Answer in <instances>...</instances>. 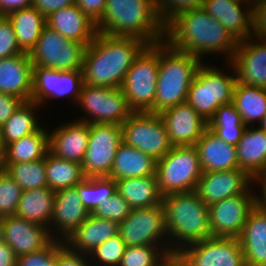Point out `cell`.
<instances>
[{
  "label": "cell",
  "instance_id": "cell-9",
  "mask_svg": "<svg viewBox=\"0 0 266 266\" xmlns=\"http://www.w3.org/2000/svg\"><path fill=\"white\" fill-rule=\"evenodd\" d=\"M76 104L86 116L75 120L88 124L121 125L133 113L122 88L83 84Z\"/></svg>",
  "mask_w": 266,
  "mask_h": 266
},
{
  "label": "cell",
  "instance_id": "cell-17",
  "mask_svg": "<svg viewBox=\"0 0 266 266\" xmlns=\"http://www.w3.org/2000/svg\"><path fill=\"white\" fill-rule=\"evenodd\" d=\"M254 179L244 170L206 171L201 174L196 192L207 205L238 194H253ZM252 189H251V188Z\"/></svg>",
  "mask_w": 266,
  "mask_h": 266
},
{
  "label": "cell",
  "instance_id": "cell-26",
  "mask_svg": "<svg viewBox=\"0 0 266 266\" xmlns=\"http://www.w3.org/2000/svg\"><path fill=\"white\" fill-rule=\"evenodd\" d=\"M118 233V222L90 214L63 242L70 250L89 255L96 247Z\"/></svg>",
  "mask_w": 266,
  "mask_h": 266
},
{
  "label": "cell",
  "instance_id": "cell-32",
  "mask_svg": "<svg viewBox=\"0 0 266 266\" xmlns=\"http://www.w3.org/2000/svg\"><path fill=\"white\" fill-rule=\"evenodd\" d=\"M54 200L55 191L48 186L22 191L15 216L49 228Z\"/></svg>",
  "mask_w": 266,
  "mask_h": 266
},
{
  "label": "cell",
  "instance_id": "cell-40",
  "mask_svg": "<svg viewBox=\"0 0 266 266\" xmlns=\"http://www.w3.org/2000/svg\"><path fill=\"white\" fill-rule=\"evenodd\" d=\"M170 254L169 246H127L119 266H162Z\"/></svg>",
  "mask_w": 266,
  "mask_h": 266
},
{
  "label": "cell",
  "instance_id": "cell-43",
  "mask_svg": "<svg viewBox=\"0 0 266 266\" xmlns=\"http://www.w3.org/2000/svg\"><path fill=\"white\" fill-rule=\"evenodd\" d=\"M64 245L62 240L54 239L42 250L18 256L16 266H54L57 252Z\"/></svg>",
  "mask_w": 266,
  "mask_h": 266
},
{
  "label": "cell",
  "instance_id": "cell-3",
  "mask_svg": "<svg viewBox=\"0 0 266 266\" xmlns=\"http://www.w3.org/2000/svg\"><path fill=\"white\" fill-rule=\"evenodd\" d=\"M97 31L111 36L135 37L148 45L164 40L165 26L153 0H106Z\"/></svg>",
  "mask_w": 266,
  "mask_h": 266
},
{
  "label": "cell",
  "instance_id": "cell-13",
  "mask_svg": "<svg viewBox=\"0 0 266 266\" xmlns=\"http://www.w3.org/2000/svg\"><path fill=\"white\" fill-rule=\"evenodd\" d=\"M119 235L126 246H169L163 206L131 209L119 223Z\"/></svg>",
  "mask_w": 266,
  "mask_h": 266
},
{
  "label": "cell",
  "instance_id": "cell-61",
  "mask_svg": "<svg viewBox=\"0 0 266 266\" xmlns=\"http://www.w3.org/2000/svg\"><path fill=\"white\" fill-rule=\"evenodd\" d=\"M0 150H5V144L2 139V129L0 127Z\"/></svg>",
  "mask_w": 266,
  "mask_h": 266
},
{
  "label": "cell",
  "instance_id": "cell-18",
  "mask_svg": "<svg viewBox=\"0 0 266 266\" xmlns=\"http://www.w3.org/2000/svg\"><path fill=\"white\" fill-rule=\"evenodd\" d=\"M229 62L234 67L237 82L266 88L265 39L252 35L239 41Z\"/></svg>",
  "mask_w": 266,
  "mask_h": 266
},
{
  "label": "cell",
  "instance_id": "cell-31",
  "mask_svg": "<svg viewBox=\"0 0 266 266\" xmlns=\"http://www.w3.org/2000/svg\"><path fill=\"white\" fill-rule=\"evenodd\" d=\"M156 160L122 143L116 151L109 178L114 180L156 175Z\"/></svg>",
  "mask_w": 266,
  "mask_h": 266
},
{
  "label": "cell",
  "instance_id": "cell-6",
  "mask_svg": "<svg viewBox=\"0 0 266 266\" xmlns=\"http://www.w3.org/2000/svg\"><path fill=\"white\" fill-rule=\"evenodd\" d=\"M229 74L216 65H207L204 62L196 72L190 84L187 102L208 122L221 106L233 102V91L236 80L234 67L227 62Z\"/></svg>",
  "mask_w": 266,
  "mask_h": 266
},
{
  "label": "cell",
  "instance_id": "cell-20",
  "mask_svg": "<svg viewBox=\"0 0 266 266\" xmlns=\"http://www.w3.org/2000/svg\"><path fill=\"white\" fill-rule=\"evenodd\" d=\"M2 228L4 243L17 257L42 250L54 240L48 227L15 215L3 217Z\"/></svg>",
  "mask_w": 266,
  "mask_h": 266
},
{
  "label": "cell",
  "instance_id": "cell-50",
  "mask_svg": "<svg viewBox=\"0 0 266 266\" xmlns=\"http://www.w3.org/2000/svg\"><path fill=\"white\" fill-rule=\"evenodd\" d=\"M208 128L225 143L236 146L247 127L208 126Z\"/></svg>",
  "mask_w": 266,
  "mask_h": 266
},
{
  "label": "cell",
  "instance_id": "cell-52",
  "mask_svg": "<svg viewBox=\"0 0 266 266\" xmlns=\"http://www.w3.org/2000/svg\"><path fill=\"white\" fill-rule=\"evenodd\" d=\"M75 4V0H33L34 7L45 18L51 13Z\"/></svg>",
  "mask_w": 266,
  "mask_h": 266
},
{
  "label": "cell",
  "instance_id": "cell-1",
  "mask_svg": "<svg viewBox=\"0 0 266 266\" xmlns=\"http://www.w3.org/2000/svg\"><path fill=\"white\" fill-rule=\"evenodd\" d=\"M164 41L175 50L193 54L201 61L205 60L204 55L221 53L227 58L225 62H229L238 45L222 23L202 7L174 17L165 26Z\"/></svg>",
  "mask_w": 266,
  "mask_h": 266
},
{
  "label": "cell",
  "instance_id": "cell-29",
  "mask_svg": "<svg viewBox=\"0 0 266 266\" xmlns=\"http://www.w3.org/2000/svg\"><path fill=\"white\" fill-rule=\"evenodd\" d=\"M247 127L236 145L239 169L255 179L266 167V131Z\"/></svg>",
  "mask_w": 266,
  "mask_h": 266
},
{
  "label": "cell",
  "instance_id": "cell-10",
  "mask_svg": "<svg viewBox=\"0 0 266 266\" xmlns=\"http://www.w3.org/2000/svg\"><path fill=\"white\" fill-rule=\"evenodd\" d=\"M122 140L158 161L173 147L159 114L133 112L121 125Z\"/></svg>",
  "mask_w": 266,
  "mask_h": 266
},
{
  "label": "cell",
  "instance_id": "cell-33",
  "mask_svg": "<svg viewBox=\"0 0 266 266\" xmlns=\"http://www.w3.org/2000/svg\"><path fill=\"white\" fill-rule=\"evenodd\" d=\"M43 126L36 132L5 146L4 164L34 162L49 152V132Z\"/></svg>",
  "mask_w": 266,
  "mask_h": 266
},
{
  "label": "cell",
  "instance_id": "cell-42",
  "mask_svg": "<svg viewBox=\"0 0 266 266\" xmlns=\"http://www.w3.org/2000/svg\"><path fill=\"white\" fill-rule=\"evenodd\" d=\"M22 191L5 170L0 173V218L15 215Z\"/></svg>",
  "mask_w": 266,
  "mask_h": 266
},
{
  "label": "cell",
  "instance_id": "cell-4",
  "mask_svg": "<svg viewBox=\"0 0 266 266\" xmlns=\"http://www.w3.org/2000/svg\"><path fill=\"white\" fill-rule=\"evenodd\" d=\"M162 206L171 254L211 237L208 206L196 191L166 195Z\"/></svg>",
  "mask_w": 266,
  "mask_h": 266
},
{
  "label": "cell",
  "instance_id": "cell-16",
  "mask_svg": "<svg viewBox=\"0 0 266 266\" xmlns=\"http://www.w3.org/2000/svg\"><path fill=\"white\" fill-rule=\"evenodd\" d=\"M257 193L238 194L208 206L211 237L239 238Z\"/></svg>",
  "mask_w": 266,
  "mask_h": 266
},
{
  "label": "cell",
  "instance_id": "cell-51",
  "mask_svg": "<svg viewBox=\"0 0 266 266\" xmlns=\"http://www.w3.org/2000/svg\"><path fill=\"white\" fill-rule=\"evenodd\" d=\"M75 4L92 21L97 23L105 11L106 0H75Z\"/></svg>",
  "mask_w": 266,
  "mask_h": 266
},
{
  "label": "cell",
  "instance_id": "cell-47",
  "mask_svg": "<svg viewBox=\"0 0 266 266\" xmlns=\"http://www.w3.org/2000/svg\"><path fill=\"white\" fill-rule=\"evenodd\" d=\"M208 126L247 127L242 122L241 115L233 103L221 105L208 121Z\"/></svg>",
  "mask_w": 266,
  "mask_h": 266
},
{
  "label": "cell",
  "instance_id": "cell-53",
  "mask_svg": "<svg viewBox=\"0 0 266 266\" xmlns=\"http://www.w3.org/2000/svg\"><path fill=\"white\" fill-rule=\"evenodd\" d=\"M23 101L15 96L0 92V127L20 107Z\"/></svg>",
  "mask_w": 266,
  "mask_h": 266
},
{
  "label": "cell",
  "instance_id": "cell-55",
  "mask_svg": "<svg viewBox=\"0 0 266 266\" xmlns=\"http://www.w3.org/2000/svg\"><path fill=\"white\" fill-rule=\"evenodd\" d=\"M17 256L14 251L6 244L0 245V266H16Z\"/></svg>",
  "mask_w": 266,
  "mask_h": 266
},
{
  "label": "cell",
  "instance_id": "cell-44",
  "mask_svg": "<svg viewBox=\"0 0 266 266\" xmlns=\"http://www.w3.org/2000/svg\"><path fill=\"white\" fill-rule=\"evenodd\" d=\"M204 0H153L164 26L182 12L200 8Z\"/></svg>",
  "mask_w": 266,
  "mask_h": 266
},
{
  "label": "cell",
  "instance_id": "cell-41",
  "mask_svg": "<svg viewBox=\"0 0 266 266\" xmlns=\"http://www.w3.org/2000/svg\"><path fill=\"white\" fill-rule=\"evenodd\" d=\"M126 247L119 233L112 236L90 252L91 266H119Z\"/></svg>",
  "mask_w": 266,
  "mask_h": 266
},
{
  "label": "cell",
  "instance_id": "cell-30",
  "mask_svg": "<svg viewBox=\"0 0 266 266\" xmlns=\"http://www.w3.org/2000/svg\"><path fill=\"white\" fill-rule=\"evenodd\" d=\"M117 193L131 209L161 206L163 196L156 175L115 180Z\"/></svg>",
  "mask_w": 266,
  "mask_h": 266
},
{
  "label": "cell",
  "instance_id": "cell-45",
  "mask_svg": "<svg viewBox=\"0 0 266 266\" xmlns=\"http://www.w3.org/2000/svg\"><path fill=\"white\" fill-rule=\"evenodd\" d=\"M130 211L128 202L116 192L100 204L92 215L120 223L128 217Z\"/></svg>",
  "mask_w": 266,
  "mask_h": 266
},
{
  "label": "cell",
  "instance_id": "cell-12",
  "mask_svg": "<svg viewBox=\"0 0 266 266\" xmlns=\"http://www.w3.org/2000/svg\"><path fill=\"white\" fill-rule=\"evenodd\" d=\"M122 143L120 125L89 124L88 146L81 163L85 177H109Z\"/></svg>",
  "mask_w": 266,
  "mask_h": 266
},
{
  "label": "cell",
  "instance_id": "cell-48",
  "mask_svg": "<svg viewBox=\"0 0 266 266\" xmlns=\"http://www.w3.org/2000/svg\"><path fill=\"white\" fill-rule=\"evenodd\" d=\"M54 266H91L89 256L70 250L64 245L58 252Z\"/></svg>",
  "mask_w": 266,
  "mask_h": 266
},
{
  "label": "cell",
  "instance_id": "cell-58",
  "mask_svg": "<svg viewBox=\"0 0 266 266\" xmlns=\"http://www.w3.org/2000/svg\"><path fill=\"white\" fill-rule=\"evenodd\" d=\"M4 152L5 150H0V173L4 171Z\"/></svg>",
  "mask_w": 266,
  "mask_h": 266
},
{
  "label": "cell",
  "instance_id": "cell-36",
  "mask_svg": "<svg viewBox=\"0 0 266 266\" xmlns=\"http://www.w3.org/2000/svg\"><path fill=\"white\" fill-rule=\"evenodd\" d=\"M41 106L35 102H23L20 107L2 125V139L5 146L13 141L38 131L42 126L39 125L36 112ZM37 109V110H36Z\"/></svg>",
  "mask_w": 266,
  "mask_h": 266
},
{
  "label": "cell",
  "instance_id": "cell-35",
  "mask_svg": "<svg viewBox=\"0 0 266 266\" xmlns=\"http://www.w3.org/2000/svg\"><path fill=\"white\" fill-rule=\"evenodd\" d=\"M7 17L13 25L20 49L29 53L46 26V18L32 6L12 11Z\"/></svg>",
  "mask_w": 266,
  "mask_h": 266
},
{
  "label": "cell",
  "instance_id": "cell-8",
  "mask_svg": "<svg viewBox=\"0 0 266 266\" xmlns=\"http://www.w3.org/2000/svg\"><path fill=\"white\" fill-rule=\"evenodd\" d=\"M159 71V42L147 45L128 69L123 93L133 112H151L155 103Z\"/></svg>",
  "mask_w": 266,
  "mask_h": 266
},
{
  "label": "cell",
  "instance_id": "cell-34",
  "mask_svg": "<svg viewBox=\"0 0 266 266\" xmlns=\"http://www.w3.org/2000/svg\"><path fill=\"white\" fill-rule=\"evenodd\" d=\"M232 103L247 127L254 126L256 122L258 126L266 114V88L236 82Z\"/></svg>",
  "mask_w": 266,
  "mask_h": 266
},
{
  "label": "cell",
  "instance_id": "cell-57",
  "mask_svg": "<svg viewBox=\"0 0 266 266\" xmlns=\"http://www.w3.org/2000/svg\"><path fill=\"white\" fill-rule=\"evenodd\" d=\"M162 266H189L186 261L178 254H170L163 262Z\"/></svg>",
  "mask_w": 266,
  "mask_h": 266
},
{
  "label": "cell",
  "instance_id": "cell-46",
  "mask_svg": "<svg viewBox=\"0 0 266 266\" xmlns=\"http://www.w3.org/2000/svg\"><path fill=\"white\" fill-rule=\"evenodd\" d=\"M24 53L16 40L14 28L7 16H0V59Z\"/></svg>",
  "mask_w": 266,
  "mask_h": 266
},
{
  "label": "cell",
  "instance_id": "cell-37",
  "mask_svg": "<svg viewBox=\"0 0 266 266\" xmlns=\"http://www.w3.org/2000/svg\"><path fill=\"white\" fill-rule=\"evenodd\" d=\"M47 186L53 191L74 187L86 177L81 164L46 154L44 158Z\"/></svg>",
  "mask_w": 266,
  "mask_h": 266
},
{
  "label": "cell",
  "instance_id": "cell-28",
  "mask_svg": "<svg viewBox=\"0 0 266 266\" xmlns=\"http://www.w3.org/2000/svg\"><path fill=\"white\" fill-rule=\"evenodd\" d=\"M240 240L246 266H266V209L259 204L250 211Z\"/></svg>",
  "mask_w": 266,
  "mask_h": 266
},
{
  "label": "cell",
  "instance_id": "cell-7",
  "mask_svg": "<svg viewBox=\"0 0 266 266\" xmlns=\"http://www.w3.org/2000/svg\"><path fill=\"white\" fill-rule=\"evenodd\" d=\"M203 173L194 146H173L156 162V176L162 196L196 191Z\"/></svg>",
  "mask_w": 266,
  "mask_h": 266
},
{
  "label": "cell",
  "instance_id": "cell-59",
  "mask_svg": "<svg viewBox=\"0 0 266 266\" xmlns=\"http://www.w3.org/2000/svg\"><path fill=\"white\" fill-rule=\"evenodd\" d=\"M4 243V237H3V228H2V218H0V245Z\"/></svg>",
  "mask_w": 266,
  "mask_h": 266
},
{
  "label": "cell",
  "instance_id": "cell-54",
  "mask_svg": "<svg viewBox=\"0 0 266 266\" xmlns=\"http://www.w3.org/2000/svg\"><path fill=\"white\" fill-rule=\"evenodd\" d=\"M32 2L33 0H0V16H7L12 11L31 7Z\"/></svg>",
  "mask_w": 266,
  "mask_h": 266
},
{
  "label": "cell",
  "instance_id": "cell-11",
  "mask_svg": "<svg viewBox=\"0 0 266 266\" xmlns=\"http://www.w3.org/2000/svg\"><path fill=\"white\" fill-rule=\"evenodd\" d=\"M85 49L84 44L67 39L45 26L28 54L33 66L71 71L82 70Z\"/></svg>",
  "mask_w": 266,
  "mask_h": 266
},
{
  "label": "cell",
  "instance_id": "cell-14",
  "mask_svg": "<svg viewBox=\"0 0 266 266\" xmlns=\"http://www.w3.org/2000/svg\"><path fill=\"white\" fill-rule=\"evenodd\" d=\"M32 77L31 101L42 107L50 99L62 97L72 99L76 105L84 84L82 70L59 71L33 66Z\"/></svg>",
  "mask_w": 266,
  "mask_h": 266
},
{
  "label": "cell",
  "instance_id": "cell-62",
  "mask_svg": "<svg viewBox=\"0 0 266 266\" xmlns=\"http://www.w3.org/2000/svg\"><path fill=\"white\" fill-rule=\"evenodd\" d=\"M233 1H238V2H242V3H253V0H233Z\"/></svg>",
  "mask_w": 266,
  "mask_h": 266
},
{
  "label": "cell",
  "instance_id": "cell-22",
  "mask_svg": "<svg viewBox=\"0 0 266 266\" xmlns=\"http://www.w3.org/2000/svg\"><path fill=\"white\" fill-rule=\"evenodd\" d=\"M204 11L219 20L239 42L253 35V3L233 0H204Z\"/></svg>",
  "mask_w": 266,
  "mask_h": 266
},
{
  "label": "cell",
  "instance_id": "cell-56",
  "mask_svg": "<svg viewBox=\"0 0 266 266\" xmlns=\"http://www.w3.org/2000/svg\"><path fill=\"white\" fill-rule=\"evenodd\" d=\"M255 186L261 185V194H257V204L266 209V167L264 170L254 179ZM257 184V185H256Z\"/></svg>",
  "mask_w": 266,
  "mask_h": 266
},
{
  "label": "cell",
  "instance_id": "cell-23",
  "mask_svg": "<svg viewBox=\"0 0 266 266\" xmlns=\"http://www.w3.org/2000/svg\"><path fill=\"white\" fill-rule=\"evenodd\" d=\"M49 131V153L53 156L81 164L88 146L89 124L72 119Z\"/></svg>",
  "mask_w": 266,
  "mask_h": 266
},
{
  "label": "cell",
  "instance_id": "cell-38",
  "mask_svg": "<svg viewBox=\"0 0 266 266\" xmlns=\"http://www.w3.org/2000/svg\"><path fill=\"white\" fill-rule=\"evenodd\" d=\"M75 187L89 214H92L100 204L117 192L115 180L109 177L85 178Z\"/></svg>",
  "mask_w": 266,
  "mask_h": 266
},
{
  "label": "cell",
  "instance_id": "cell-5",
  "mask_svg": "<svg viewBox=\"0 0 266 266\" xmlns=\"http://www.w3.org/2000/svg\"><path fill=\"white\" fill-rule=\"evenodd\" d=\"M203 62L193 54L175 50L164 40L159 42V71L151 113L160 114L185 102L190 84Z\"/></svg>",
  "mask_w": 266,
  "mask_h": 266
},
{
  "label": "cell",
  "instance_id": "cell-25",
  "mask_svg": "<svg viewBox=\"0 0 266 266\" xmlns=\"http://www.w3.org/2000/svg\"><path fill=\"white\" fill-rule=\"evenodd\" d=\"M46 26L67 39L78 41L86 47L98 33L96 23L74 4L46 17Z\"/></svg>",
  "mask_w": 266,
  "mask_h": 266
},
{
  "label": "cell",
  "instance_id": "cell-49",
  "mask_svg": "<svg viewBox=\"0 0 266 266\" xmlns=\"http://www.w3.org/2000/svg\"><path fill=\"white\" fill-rule=\"evenodd\" d=\"M253 16V36L264 39L266 37V0H254Z\"/></svg>",
  "mask_w": 266,
  "mask_h": 266
},
{
  "label": "cell",
  "instance_id": "cell-39",
  "mask_svg": "<svg viewBox=\"0 0 266 266\" xmlns=\"http://www.w3.org/2000/svg\"><path fill=\"white\" fill-rule=\"evenodd\" d=\"M4 170L23 191L47 187L44 159L34 162L4 164Z\"/></svg>",
  "mask_w": 266,
  "mask_h": 266
},
{
  "label": "cell",
  "instance_id": "cell-15",
  "mask_svg": "<svg viewBox=\"0 0 266 266\" xmlns=\"http://www.w3.org/2000/svg\"><path fill=\"white\" fill-rule=\"evenodd\" d=\"M189 266H246L238 238L210 237L178 253Z\"/></svg>",
  "mask_w": 266,
  "mask_h": 266
},
{
  "label": "cell",
  "instance_id": "cell-21",
  "mask_svg": "<svg viewBox=\"0 0 266 266\" xmlns=\"http://www.w3.org/2000/svg\"><path fill=\"white\" fill-rule=\"evenodd\" d=\"M89 215L75 186L55 191L54 208L49 227L51 236L63 241Z\"/></svg>",
  "mask_w": 266,
  "mask_h": 266
},
{
  "label": "cell",
  "instance_id": "cell-2",
  "mask_svg": "<svg viewBox=\"0 0 266 266\" xmlns=\"http://www.w3.org/2000/svg\"><path fill=\"white\" fill-rule=\"evenodd\" d=\"M147 45L139 38L98 32L84 52V84L121 88L134 59Z\"/></svg>",
  "mask_w": 266,
  "mask_h": 266
},
{
  "label": "cell",
  "instance_id": "cell-19",
  "mask_svg": "<svg viewBox=\"0 0 266 266\" xmlns=\"http://www.w3.org/2000/svg\"><path fill=\"white\" fill-rule=\"evenodd\" d=\"M159 115L164 121L172 146H194L208 128V122L187 101Z\"/></svg>",
  "mask_w": 266,
  "mask_h": 266
},
{
  "label": "cell",
  "instance_id": "cell-27",
  "mask_svg": "<svg viewBox=\"0 0 266 266\" xmlns=\"http://www.w3.org/2000/svg\"><path fill=\"white\" fill-rule=\"evenodd\" d=\"M203 172L239 169L235 145L225 143L207 128L194 145Z\"/></svg>",
  "mask_w": 266,
  "mask_h": 266
},
{
  "label": "cell",
  "instance_id": "cell-60",
  "mask_svg": "<svg viewBox=\"0 0 266 266\" xmlns=\"http://www.w3.org/2000/svg\"><path fill=\"white\" fill-rule=\"evenodd\" d=\"M261 129L266 131V114L264 115L262 121L260 122V124L258 125Z\"/></svg>",
  "mask_w": 266,
  "mask_h": 266
},
{
  "label": "cell",
  "instance_id": "cell-24",
  "mask_svg": "<svg viewBox=\"0 0 266 266\" xmlns=\"http://www.w3.org/2000/svg\"><path fill=\"white\" fill-rule=\"evenodd\" d=\"M33 64L24 52L0 59V92L31 101Z\"/></svg>",
  "mask_w": 266,
  "mask_h": 266
}]
</instances>
